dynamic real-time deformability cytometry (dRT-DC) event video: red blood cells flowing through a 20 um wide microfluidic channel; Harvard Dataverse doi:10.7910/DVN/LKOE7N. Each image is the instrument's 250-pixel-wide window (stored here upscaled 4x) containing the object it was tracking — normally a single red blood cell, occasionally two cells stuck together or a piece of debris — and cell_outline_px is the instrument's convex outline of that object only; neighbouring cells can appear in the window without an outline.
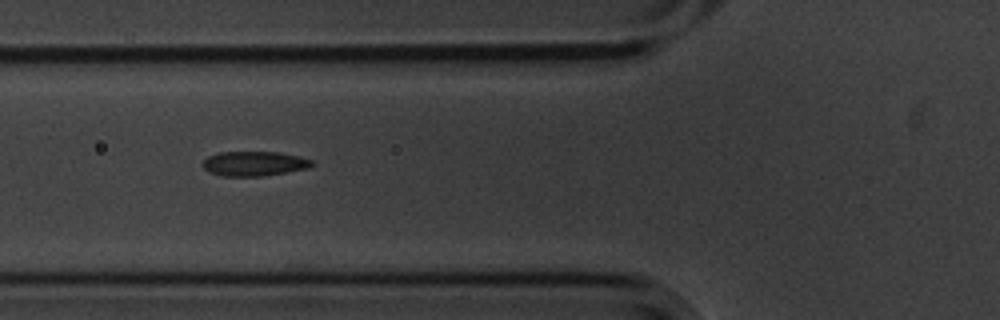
{"species": "common noctule bat (a hibernating species)", "species_latin": "Nyctalus noctula", "temperature_condition": "cold", "stored_images_in_passage": 41, "camera_frame_rate_fps": 3000, "um_per_image_px": 0.085, "animal": {"sex": "male", "body_mass_g": 20.1, "forearm_length_mm": 53.5}, "frame": {"image": 1, "passage_image": 4, "time_ms": 1.0, "image_size_px": [1000, 320], "cell_outline_px": [[316, 164], [308, 168], [264, 176], [224, 176], [208, 172], [200, 164], [208, 156], [220, 152], [280, 152], [300, 156], [312, 160]], "centroid_in_image_um": [21.61, 13.9], "position_along_channel_um": 104.2, "area_um2": 15.84}}
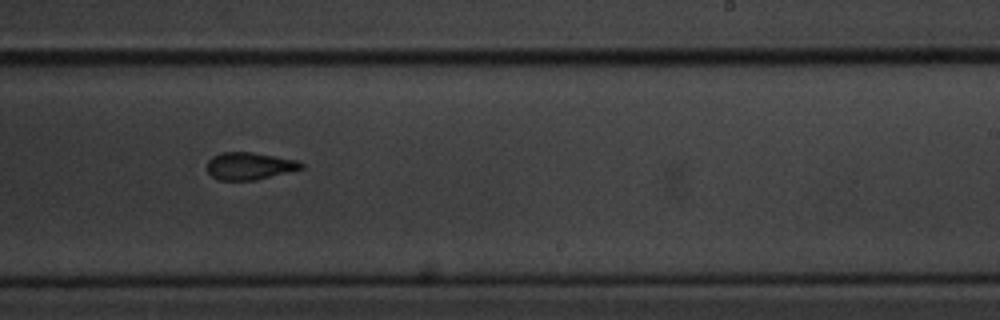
{"frame": {"image": 2, "passage_image": 18, "time_ms": 5.667, "image_size_px": [1000, 320], "cell_outline_px": [[304, 168], [256, 180], [220, 180], [212, 176], [208, 172], [208, 160], [212, 156], [220, 152], [252, 152], [296, 160], [304, 164]], "centroid_in_image_um": [21.2, 14.1], "position_along_channel_um": 267.8, "area_um2": 14.91}}
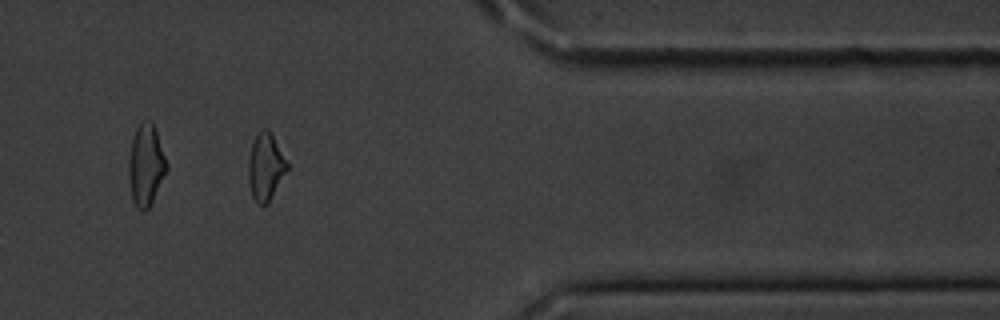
{"frame": {"image": 3, "passage_image": 30, "time_ms": 9.667, "image_size_px": [1000, 320], "cell_outline_px": [[288, 168], [268, 204], [260, 204], [252, 196], [248, 180], [248, 160], [252, 144], [260, 128], [268, 128], [288, 164]], "centroid_in_image_um": [22.56, 14.17], "position_along_channel_um": 388.8, "area_um2": 14.91}}